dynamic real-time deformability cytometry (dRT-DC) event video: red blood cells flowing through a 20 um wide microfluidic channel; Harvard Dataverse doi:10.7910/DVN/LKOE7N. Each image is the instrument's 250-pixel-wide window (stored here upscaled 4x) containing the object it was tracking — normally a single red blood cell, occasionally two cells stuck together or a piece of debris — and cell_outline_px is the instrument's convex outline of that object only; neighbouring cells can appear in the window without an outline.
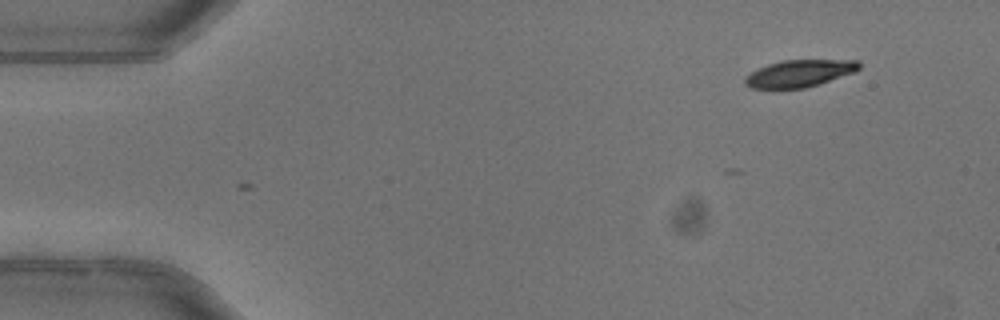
{"species": "common noctule bat (a hibernating species)", "species_latin": "Nyctalus noctula", "temperature_condition": "warm", "stored_images_in_passage": 3, "camera_frame_rate_fps": 3000, "um_per_image_px": 0.085, "animal": {"sex": "female"}, "frame": {"image": 1, "passage_image": 1, "time_ms": 0.0, "image_size_px": [1000, 320], "cell_outline_px": [[860, 68], [852, 72], [820, 84], [804, 88], [748, 88], [744, 84], [744, 76], [768, 64], [780, 60], [860, 60]], "centroid_in_image_um": [67.92, 6.24], "position_along_channel_um": 17.1, "area_um2": 17.92}}